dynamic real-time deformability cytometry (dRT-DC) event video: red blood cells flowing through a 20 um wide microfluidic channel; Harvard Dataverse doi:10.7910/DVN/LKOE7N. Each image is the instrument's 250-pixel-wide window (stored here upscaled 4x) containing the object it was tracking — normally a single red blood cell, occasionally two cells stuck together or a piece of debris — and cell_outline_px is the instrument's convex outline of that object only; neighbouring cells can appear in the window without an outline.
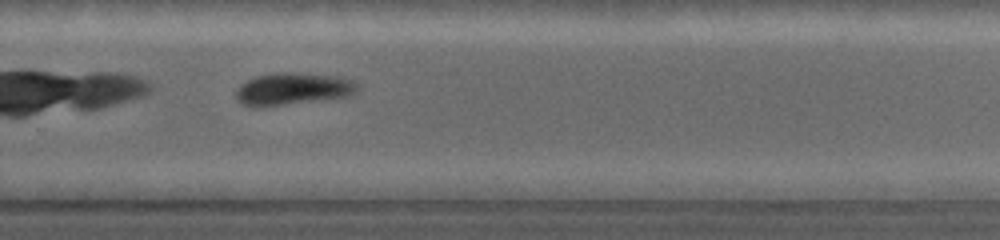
{"species": "common noctule bat (a hibernating species)", "species_latin": "Nyctalus noctula", "temperature_condition": "warm", "stored_images_in_passage": 25, "camera_frame_rate_fps": 5000, "um_per_image_px": 0.085, "animal": {"sex": "female", "body_mass_g": 19.0, "forearm_length_mm": 53.3}, "frame": {"image": 1, "passage_image": 18, "time_ms": 6.0, "image_size_px": [1000, 240], "cell_outline_px": [[356, 92], [348, 96], [324, 100], [260, 108], [240, 104], [236, 100], [236, 92], [248, 80], [260, 76], [332, 76], [352, 80], [356, 84]], "centroid_in_image_um": [24.87, 7.66], "position_along_channel_um": 304.9, "area_um2": 21.39}}